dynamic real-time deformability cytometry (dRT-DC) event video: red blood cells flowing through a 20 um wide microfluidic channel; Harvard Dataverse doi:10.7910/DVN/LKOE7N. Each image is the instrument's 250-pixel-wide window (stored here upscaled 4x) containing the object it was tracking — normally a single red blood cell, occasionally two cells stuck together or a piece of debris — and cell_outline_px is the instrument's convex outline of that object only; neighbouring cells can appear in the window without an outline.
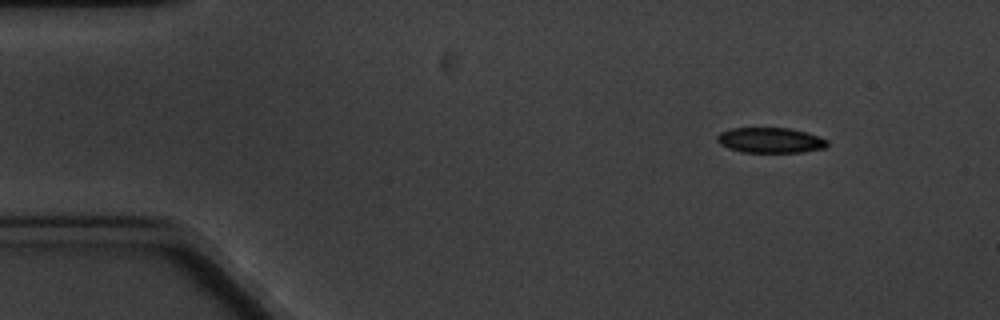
{"species": "common noctule bat (a hibernating species)", "species_latin": "Nyctalus noctula", "temperature_condition": "cold", "stored_images_in_passage": 5, "camera_frame_rate_fps": 3000, "um_per_image_px": 0.085, "animal": {"sex": "male", "body_mass_g": 20.1, "forearm_length_mm": 53.5}, "frame": {"image": 1, "passage_image": 1, "time_ms": 0.0, "image_size_px": [1000, 320], "cell_outline_px": [[828, 144], [824, 148], [804, 152], [740, 152], [728, 148], [720, 144], [716, 140], [716, 136], [720, 132], [732, 128], [788, 128], [804, 132], [828, 140]], "centroid_in_image_um": [65.43, 11.93], "position_along_channel_um": 19.6, "area_um2": 16.18}}
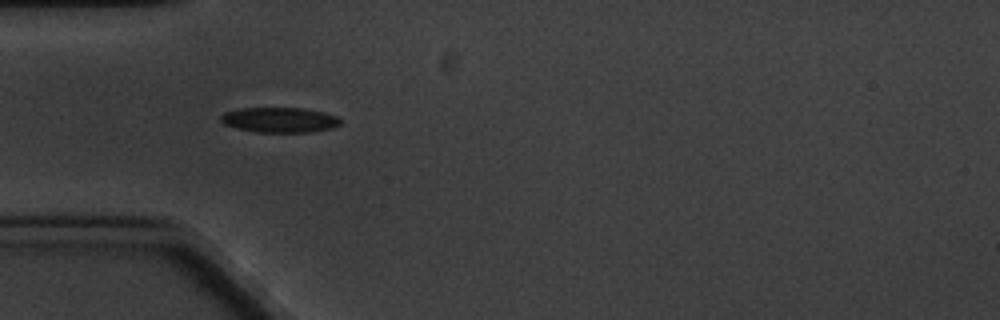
{"frame": {"image": 2, "passage_image": 4, "time_ms": 3.667, "image_size_px": [1000, 320], "cell_outline_px": [[340, 124], [332, 128], [312, 132], [256, 132], [236, 128], [224, 124], [220, 120], [220, 116], [224, 112], [240, 108], [304, 108], [324, 112], [336, 116], [340, 120]], "centroid_in_image_um": [23.75, 10.19], "position_along_channel_um": 61.3, "area_um2": 17.57}}